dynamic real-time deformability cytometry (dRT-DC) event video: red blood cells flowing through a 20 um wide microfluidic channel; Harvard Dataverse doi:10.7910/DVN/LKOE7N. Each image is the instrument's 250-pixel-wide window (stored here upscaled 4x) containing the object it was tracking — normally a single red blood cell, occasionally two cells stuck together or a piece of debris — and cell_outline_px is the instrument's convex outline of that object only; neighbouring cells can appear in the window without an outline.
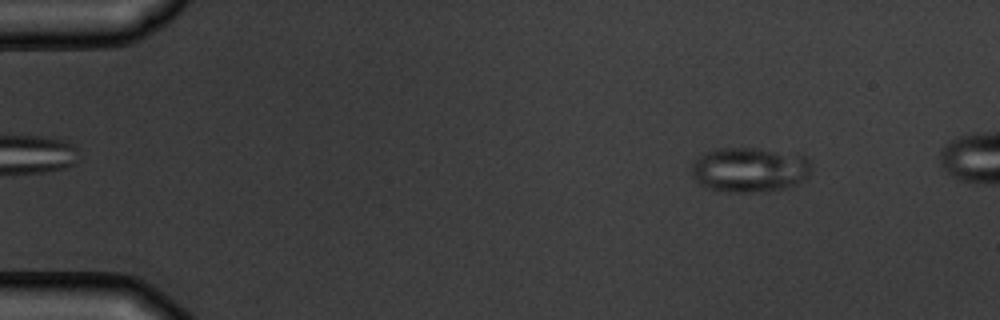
{"species": "common noctule bat (a hibernating species)", "species_latin": "Nyctalus noctula", "temperature_condition": "warm", "stored_images_in_passage": 6, "camera_frame_rate_fps": 3000, "um_per_image_px": 0.085, "animal": {"sex": "male", "body_mass_g": 19.5, "forearm_length_mm": 54.6}, "frame": {"image": 1, "passage_image": 2, "time_ms": 1.333, "image_size_px": [1000, 320], "cell_outline_px": [[808, 176], [800, 184], [788, 188], [768, 192], [724, 192], [704, 188], [692, 176], [692, 164], [704, 152], [716, 148], [756, 148], [808, 156]], "centroid_in_image_um": [63.7, 14.45], "position_along_channel_um": 21.3, "area_um2": 31.67}}